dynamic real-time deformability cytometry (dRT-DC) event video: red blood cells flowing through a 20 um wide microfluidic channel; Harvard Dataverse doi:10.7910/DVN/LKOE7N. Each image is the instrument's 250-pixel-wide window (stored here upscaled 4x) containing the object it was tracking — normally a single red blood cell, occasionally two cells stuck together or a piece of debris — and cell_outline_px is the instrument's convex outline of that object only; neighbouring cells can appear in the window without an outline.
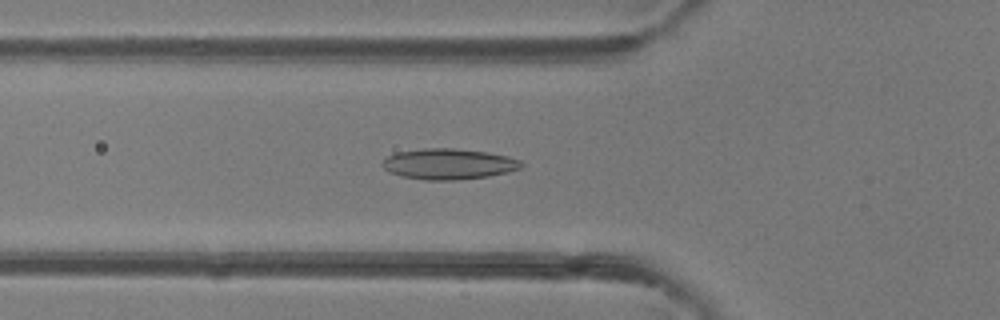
{"species": "common noctule bat (a hibernating species)", "species_latin": "Nyctalus noctula", "temperature_condition": "room temperature", "stored_images_in_passage": 47, "camera_frame_rate_fps": 3000, "um_per_image_px": 0.085, "animal": {"sex": "female"}, "frame": {"image": 1, "passage_image": 16, "time_ms": 5.0, "image_size_px": [1000, 320], "cell_outline_px": [[524, 164], [520, 168], [508, 172], [488, 176], [452, 180], [424, 180], [400, 176], [388, 172], [380, 164], [388, 156], [396, 152], [424, 148], [456, 148], [488, 152], [508, 156], [520, 160]], "centroid_in_image_um": [38.11, 13.93], "position_along_channel_um": 87.7, "area_um2": 25.03}}
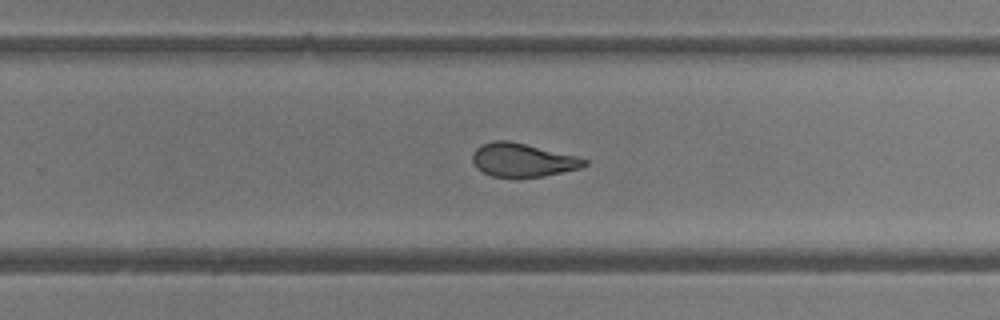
{"frame": {"image": 2, "passage_image": 30, "time_ms": 9.667, "image_size_px": [1000, 320], "cell_outline_px": [[588, 164], [580, 168], [544, 176], [516, 180], [492, 176], [476, 168], [472, 160], [472, 156], [476, 148], [480, 144], [492, 140], [508, 140], [576, 156], [588, 160]], "centroid_in_image_um": [44.38, 13.63], "position_along_channel_um": 285.4, "area_um2": 22.31}}
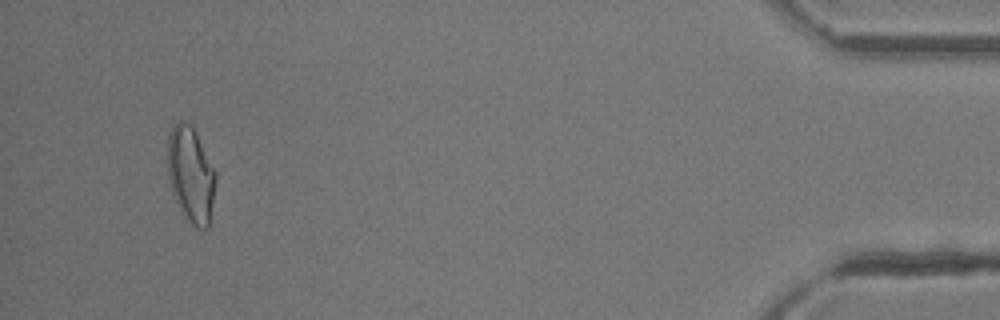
{"frame": {"image": 3, "passage_image": 45, "time_ms": 14.667, "image_size_px": [1000, 320], "cell_outline_px": [[216, 180], [208, 228], [196, 228], [180, 212], [172, 192], [168, 176], [168, 136], [172, 124], [176, 120], [184, 120], [192, 124], [216, 172]], "centroid_in_image_um": [16.2, 14.8], "position_along_channel_um": 419.0, "area_um2": 27.05}, "authors_computed_cell_mechanics": {"area_um2": 23.7558, "velocity_mm_per_s": 4.2343, "shape_relaxation_time_tau1_ms": null, "shape_relaxation_time_tau2_ms": 1.6572, "deformation_change_tau1": null, "deformation_change_tau2": 0.0906}}